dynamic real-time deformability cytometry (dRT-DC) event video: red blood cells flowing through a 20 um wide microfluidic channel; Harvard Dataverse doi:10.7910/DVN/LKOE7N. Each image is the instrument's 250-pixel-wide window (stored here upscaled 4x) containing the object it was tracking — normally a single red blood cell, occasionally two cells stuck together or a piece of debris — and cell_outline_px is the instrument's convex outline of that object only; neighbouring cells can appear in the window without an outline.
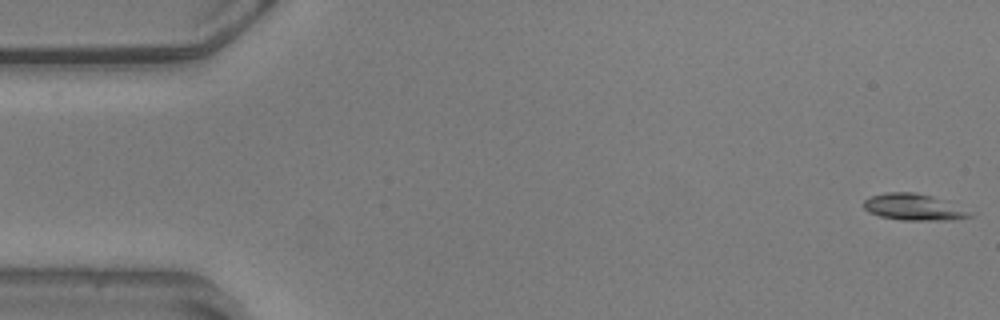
{"species": "common noctule bat (a hibernating species)", "species_latin": "Nyctalus noctula", "temperature_condition": "warm", "stored_images_in_passage": 45, "camera_frame_rate_fps": 3000, "um_per_image_px": 0.085, "animal": {"sex": "male", "body_mass_g": 20.5, "forearm_length_mm": 52.5}, "frame": {"image": 1, "passage_image": 1, "time_ms": 0.0, "image_size_px": [1000, 320], "cell_outline_px": [[972, 216], [948, 220], [904, 220], [880, 216], [868, 212], [864, 208], [864, 200], [872, 196], [884, 192], [916, 192], [932, 196], [968, 212]], "centroid_in_image_um": [77.55, 17.6], "position_along_channel_um": 7.5, "area_um2": 15.84}}
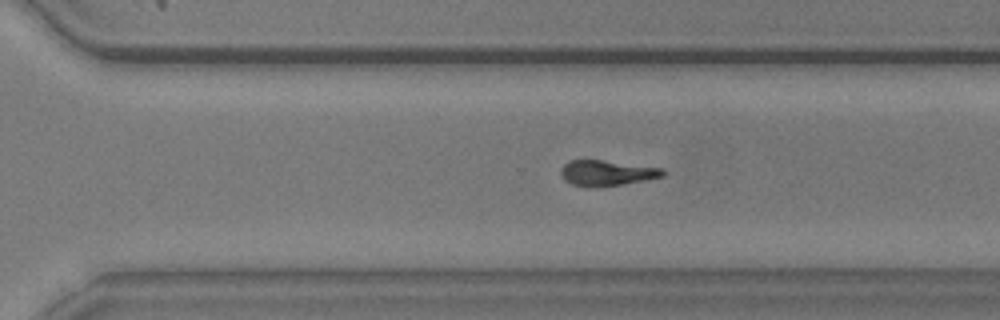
{"frame": {"image": 2, "passage_image": 38, "time_ms": 12.333, "image_size_px": [1000, 320], "cell_outline_px": [[668, 172], [664, 176], [648, 180], [596, 188], [592, 188], [572, 184], [564, 180], [560, 172], [560, 168], [568, 160], [600, 160], [664, 168]], "centroid_in_image_um": [51.6, 14.71], "position_along_channel_um": 319.0, "area_um2": 15.43}}
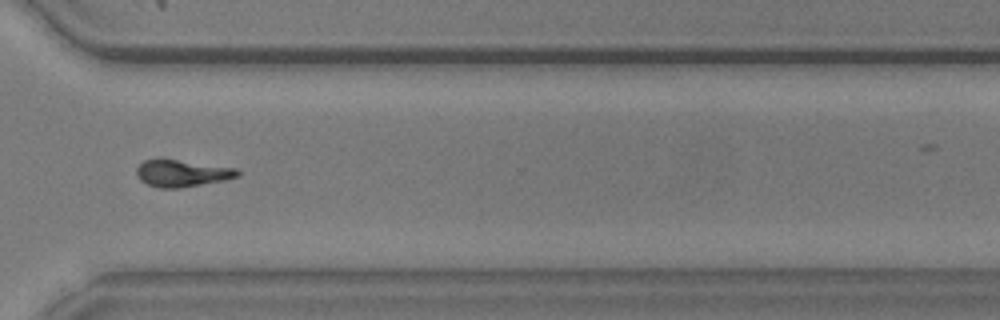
{"frame": {"image": 3, "passage_image": 41, "time_ms": 13.333, "image_size_px": [1000, 320], "cell_outline_px": [[240, 176], [224, 180], [180, 188], [156, 188], [140, 180], [136, 176], [136, 168], [144, 160], [160, 156], [236, 168], [240, 172]], "centroid_in_image_um": [15.42, 14.69], "position_along_channel_um": 355.2, "area_um2": 16.47}}